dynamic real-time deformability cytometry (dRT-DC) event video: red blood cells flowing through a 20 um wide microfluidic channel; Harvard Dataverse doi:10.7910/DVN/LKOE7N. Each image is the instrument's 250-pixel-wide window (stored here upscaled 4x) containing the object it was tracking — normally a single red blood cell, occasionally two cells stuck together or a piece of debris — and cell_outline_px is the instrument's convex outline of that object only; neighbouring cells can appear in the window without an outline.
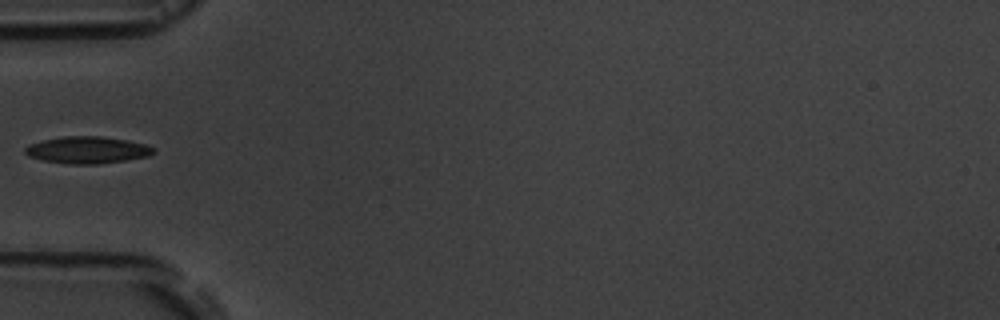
{"species": "common noctule bat (a hibernating species)", "species_latin": "Nyctalus noctula", "temperature_condition": "room temperature", "stored_images_in_passage": 5, "camera_frame_rate_fps": 3000, "um_per_image_px": 0.085, "animal": {"sex": "male", "body_mass_g": 19.5, "forearm_length_mm": 54.6}, "frame": {"image": 1, "passage_image": 4, "time_ms": 4.667, "image_size_px": [1000, 320], "cell_outline_px": [[156, 152], [148, 156], [100, 164], [68, 164], [44, 160], [28, 156], [24, 152], [24, 148], [28, 144], [44, 140], [64, 136], [100, 136], [128, 140], [144, 144], [156, 148]], "centroid_in_image_um": [7.43, 12.74], "position_along_channel_um": 77.6, "area_um2": 20.17}}
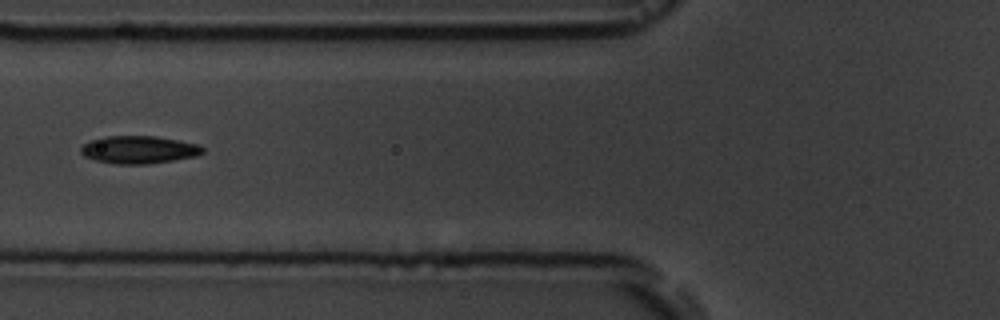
{"frame": {"image": 2, "passage_image": 5, "time_ms": 5.667, "image_size_px": [1000, 320], "cell_outline_px": [[204, 152], [196, 156], [148, 164], [116, 164], [96, 160], [84, 156], [80, 152], [80, 148], [84, 144], [92, 140], [104, 136], [156, 136], [200, 144], [204, 148]], "centroid_in_image_um": [11.82, 12.72], "position_along_channel_um": 114.0, "area_um2": 19.65}}